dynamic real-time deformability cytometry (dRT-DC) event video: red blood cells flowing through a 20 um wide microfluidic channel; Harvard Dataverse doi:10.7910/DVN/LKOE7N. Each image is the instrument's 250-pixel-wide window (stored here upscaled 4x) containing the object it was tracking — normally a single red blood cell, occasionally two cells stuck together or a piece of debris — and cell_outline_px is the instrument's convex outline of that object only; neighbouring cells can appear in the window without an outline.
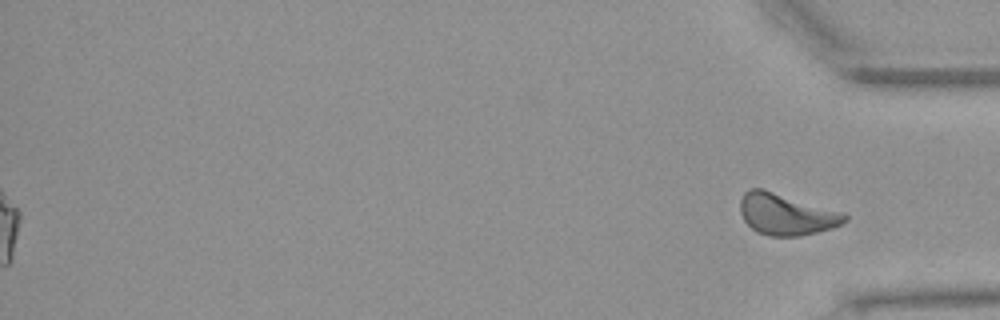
{"species": "Egyptian fruit bat (a non-hibernating species)", "species_latin": "Rousettus aegyptiacus", "temperature_condition": "warm", "stored_images_in_passage": 54, "segment_of_instrument_passage": [2, 2], "camera_frame_rate_fps": 3000, "um_per_image_px": 0.085, "animal": {"sex": "female"}, "frame": {"image": 1, "passage_image": 54, "time_ms": 17.667, "image_size_px": [1000, 320], "cell_outline_px": [[848, 220], [832, 228], [800, 236], [768, 236], [756, 232], [744, 220], [740, 212], [740, 200], [744, 192], [748, 188], [764, 188], [844, 212], [848, 216]], "centroid_in_image_um": [66.82, 18.2], "position_along_channel_um": 368.4, "area_um2": 25.55}}